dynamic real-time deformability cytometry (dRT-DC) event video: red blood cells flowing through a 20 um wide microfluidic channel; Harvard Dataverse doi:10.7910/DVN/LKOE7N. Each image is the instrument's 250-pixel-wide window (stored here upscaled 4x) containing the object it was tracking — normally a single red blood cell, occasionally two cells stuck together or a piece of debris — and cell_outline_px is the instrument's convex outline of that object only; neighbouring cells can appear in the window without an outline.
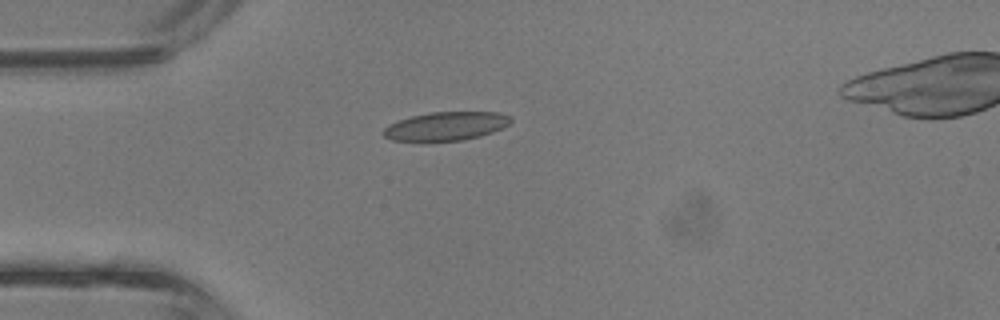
{"species": "common noctule bat (a hibernating species)", "species_latin": "Nyctalus noctula", "temperature_condition": "room temperature", "stored_images_in_passage": 2, "camera_frame_rate_fps": 3000, "um_per_image_px": 0.085, "animal": {"sex": "male", "body_mass_g": 13.3}, "frame": {"image": 1, "passage_image": 1, "time_ms": 0.0, "image_size_px": [1000, 320], "cell_outline_px": [[512, 120], [508, 124], [492, 132], [480, 136], [464, 140], [420, 144], [392, 140], [384, 136], [380, 132], [388, 124], [412, 116], [432, 112], [496, 112], [512, 116]], "centroid_in_image_um": [37.82, 10.77], "position_along_channel_um": 47.2, "area_um2": 21.96}}